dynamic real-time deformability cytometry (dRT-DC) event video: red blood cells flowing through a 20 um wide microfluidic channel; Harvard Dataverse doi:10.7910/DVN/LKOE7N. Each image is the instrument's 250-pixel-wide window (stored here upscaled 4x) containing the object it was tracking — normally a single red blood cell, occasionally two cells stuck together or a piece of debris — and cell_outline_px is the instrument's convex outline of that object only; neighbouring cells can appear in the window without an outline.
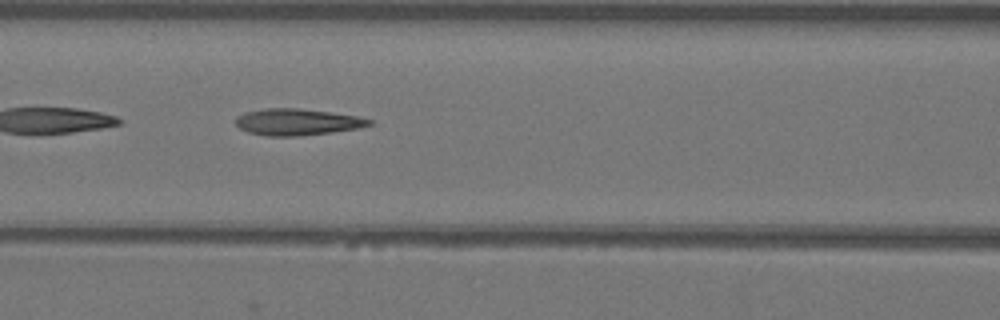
{"species": "Egyptian fruit bat (a non-hibernating species)", "species_latin": "Rousettus aegyptiacus", "temperature_condition": "warm", "stored_images_in_passage": 41, "camera_frame_rate_fps": 3000, "um_per_image_px": 0.085, "animal": {"sex": "female"}, "frame": {"image": 1, "passage_image": 12, "time_ms": 3.667, "image_size_px": [1000, 320], "cell_outline_px": [[372, 124], [360, 128], [332, 132], [300, 136], [264, 136], [248, 132], [240, 128], [236, 124], [236, 116], [244, 112], [264, 108], [296, 108], [360, 116], [372, 120]], "centroid_in_image_um": [25.25, 10.37], "position_along_channel_um": 141.3, "area_um2": 20.75}, "authors_computed_cell_mechanics": {"area_um2": 20.1722, "velocity_mm_per_s": 3.9297, "shape_relaxation_time_tau1_ms": 10.3263, "shape_relaxation_time_tau2_ms": 2.5072, "deformation_change_tau1": 0.3196, "deformation_change_tau2": 0.1408}}